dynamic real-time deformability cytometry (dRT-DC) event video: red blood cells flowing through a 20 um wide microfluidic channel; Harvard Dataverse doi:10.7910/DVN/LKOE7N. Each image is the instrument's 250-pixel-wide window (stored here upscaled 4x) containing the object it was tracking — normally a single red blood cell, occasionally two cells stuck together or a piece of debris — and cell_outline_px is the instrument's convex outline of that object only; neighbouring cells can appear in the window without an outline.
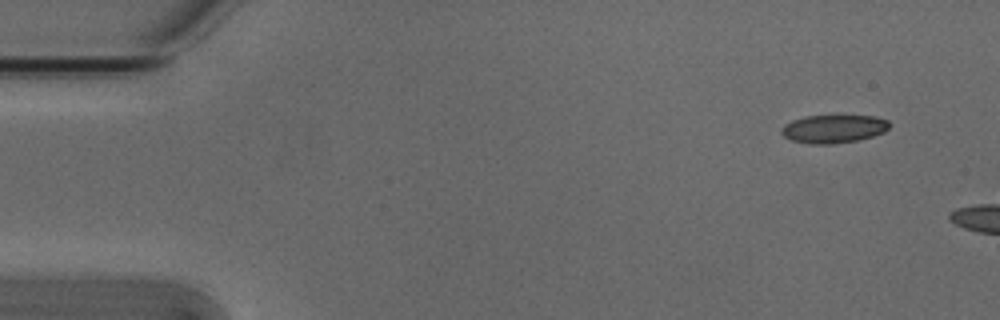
{"species": "Egyptian fruit bat (a non-hibernating species)", "species_latin": "Rousettus aegyptiacus", "temperature_condition": "cold", "stored_images_in_passage": 3, "camera_frame_rate_fps": 3000, "um_per_image_px": 0.085, "animal": {"sex": "male"}, "frame": {"image": 1, "passage_image": 1, "time_ms": 0.0, "image_size_px": [1000, 320], "cell_outline_px": [[888, 128], [884, 132], [872, 136], [856, 140], [832, 144], [808, 144], [792, 140], [784, 136], [780, 132], [780, 128], [784, 124], [792, 120], [804, 116], [836, 112], [876, 116], [888, 120]], "centroid_in_image_um": [70.83, 10.88], "position_along_channel_um": 14.2, "area_um2": 18.73}}